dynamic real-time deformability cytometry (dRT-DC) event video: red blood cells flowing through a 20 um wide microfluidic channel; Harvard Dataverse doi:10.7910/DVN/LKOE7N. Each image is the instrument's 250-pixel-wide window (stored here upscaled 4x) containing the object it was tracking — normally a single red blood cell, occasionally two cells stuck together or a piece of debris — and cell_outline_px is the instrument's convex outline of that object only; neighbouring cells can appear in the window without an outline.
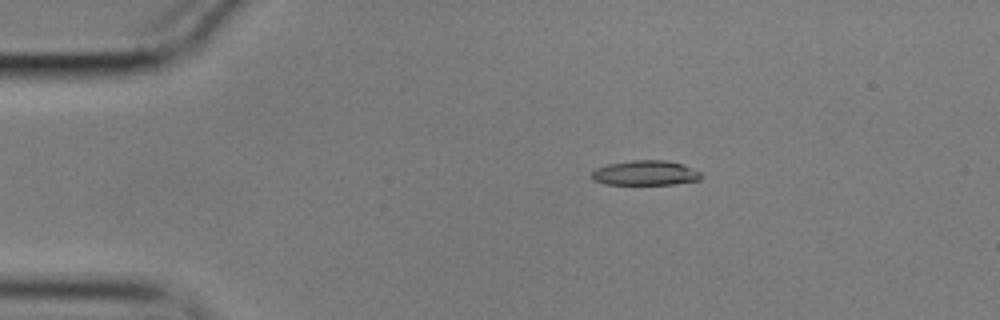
{"species": "common noctule bat (a hibernating species)", "species_latin": "Nyctalus noctula", "temperature_condition": "cold", "stored_images_in_passage": 53, "camera_frame_rate_fps": 3000, "um_per_image_px": 0.085, "animal": {"sex": "male", "body_mass_g": 17.9}, "frame": {"image": 1, "passage_image": 7, "time_ms": 2.0, "image_size_px": [1000, 320], "cell_outline_px": [[704, 176], [700, 180], [672, 184], [604, 184], [592, 180], [592, 172], [596, 168], [608, 164], [632, 160], [664, 160], [684, 164], [700, 172]], "centroid_in_image_um": [54.87, 14.7], "position_along_channel_um": 30.1, "area_um2": 15.9}}
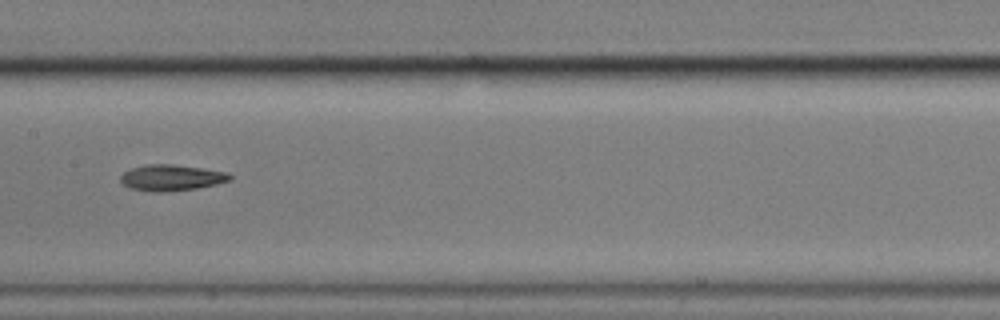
{"frame": {"image": 2, "passage_image": 25, "time_ms": 8.0, "image_size_px": [1000, 320], "cell_outline_px": [[232, 180], [216, 184], [196, 188], [160, 192], [152, 192], [128, 188], [120, 184], [120, 176], [124, 172], [132, 168], [148, 164], [172, 164], [200, 168], [224, 172], [232, 176]], "centroid_in_image_um": [14.5, 15.11], "position_along_channel_um": 192.9, "area_um2": 16.53}}
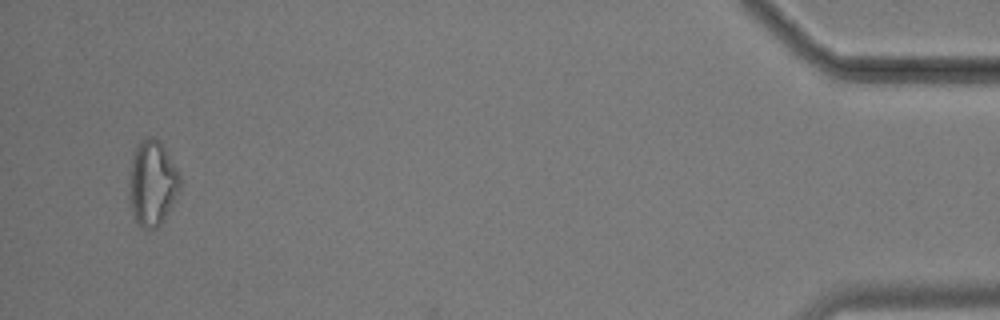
{"frame": {"image": 3, "passage_image": 51, "time_ms": 16.667, "image_size_px": [1000, 320], "cell_outline_px": [[180, 188], [164, 220], [156, 228], [144, 228], [136, 220], [132, 212], [128, 200], [128, 192], [132, 156], [140, 140], [144, 136], [152, 136], [164, 148], [176, 168], [180, 176]], "centroid_in_image_um": [12.92, 15.57], "position_along_channel_um": 422.3, "area_um2": 25.03}, "authors_computed_cell_mechanics": {"area_um2": 16.473, "velocity_mm_per_s": 3.5496, "shape_relaxation_time_tau1_ms": 5.2249, "shape_relaxation_time_tau2_ms": null, "deformation_change_tau1": 0.1182, "deformation_change_tau2": null}}